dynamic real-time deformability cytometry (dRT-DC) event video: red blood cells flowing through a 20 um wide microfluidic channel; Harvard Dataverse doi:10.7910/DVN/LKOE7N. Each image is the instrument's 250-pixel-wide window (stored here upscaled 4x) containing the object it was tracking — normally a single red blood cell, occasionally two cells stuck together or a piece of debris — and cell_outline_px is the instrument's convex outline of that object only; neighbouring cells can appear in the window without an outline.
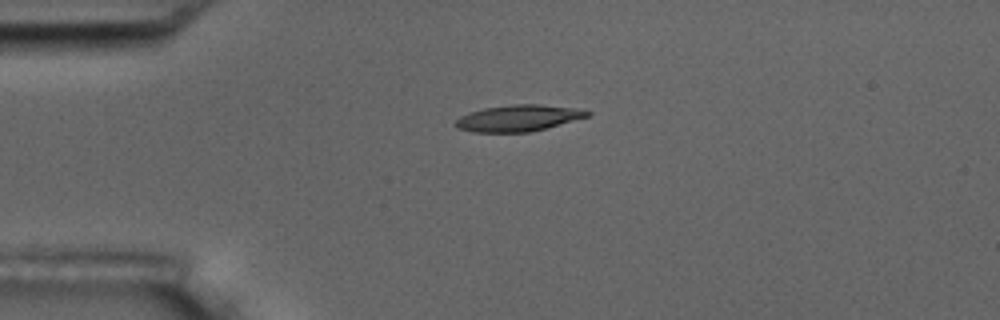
{"species": "common noctule bat (a hibernating species)", "species_latin": "Nyctalus noctula", "temperature_condition": "room temperature", "stored_images_in_passage": 3, "camera_frame_rate_fps": 3000, "um_per_image_px": 0.085, "animal": {"sex": "male", "body_mass_g": 17.5, "forearm_length_mm": 52.3}, "frame": {"image": 1, "passage_image": 1, "time_ms": 0.0, "image_size_px": [1000, 320], "cell_outline_px": [[592, 112], [588, 116], [544, 128], [528, 132], [472, 132], [456, 128], [452, 124], [460, 116], [468, 112], [484, 108], [512, 104], [540, 104], [576, 108]], "centroid_in_image_um": [43.98, 10.03], "position_along_channel_um": 41.0, "area_um2": 20.17}}